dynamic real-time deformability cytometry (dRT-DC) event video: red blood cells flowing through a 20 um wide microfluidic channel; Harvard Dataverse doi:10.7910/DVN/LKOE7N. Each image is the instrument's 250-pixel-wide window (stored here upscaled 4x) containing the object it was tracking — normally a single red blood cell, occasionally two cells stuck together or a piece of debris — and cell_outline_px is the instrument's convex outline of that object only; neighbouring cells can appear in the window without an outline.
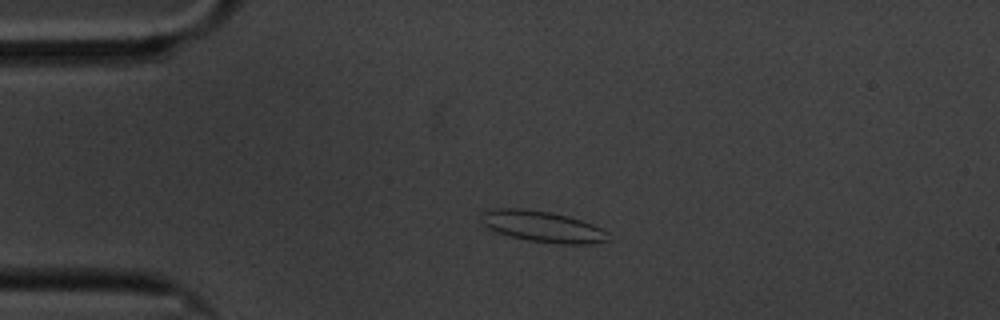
{"species": "common noctule bat (a hibernating species)", "species_latin": "Nyctalus noctula", "temperature_condition": "cold", "stored_images_in_passage": 47, "camera_frame_rate_fps": 3000, "um_per_image_px": 0.085, "animal": {"sex": "male", "body_mass_g": 20.1, "forearm_length_mm": 53.5}, "frame": {"image": 1, "passage_image": 1, "time_ms": 0.0, "image_size_px": [1000, 320], "cell_outline_px": [[612, 240], [588, 244], [560, 244], [528, 240], [508, 236], [496, 232], [488, 228], [480, 220], [480, 212], [492, 208], [520, 208], [552, 212], [568, 216], [592, 224], [608, 232]], "centroid_in_image_um": [46.1, 19.25], "position_along_channel_um": 38.9, "area_um2": 23.29}}
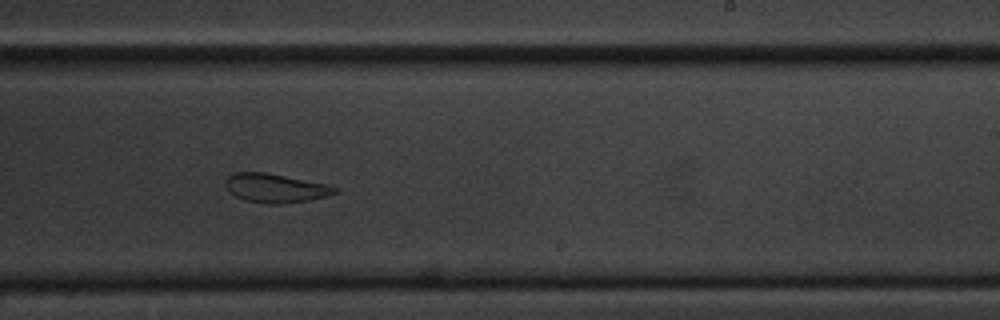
{"frame": {"image": 2, "passage_image": 24, "time_ms": 7.667, "image_size_px": [1000, 320], "cell_outline_px": [[340, 192], [308, 200], [280, 204], [268, 204], [244, 200], [236, 196], [224, 184], [228, 176], [232, 172], [264, 172], [328, 184], [340, 188]], "centroid_in_image_um": [23.43, 15.98], "position_along_channel_um": 265.6, "area_um2": 18.38}}
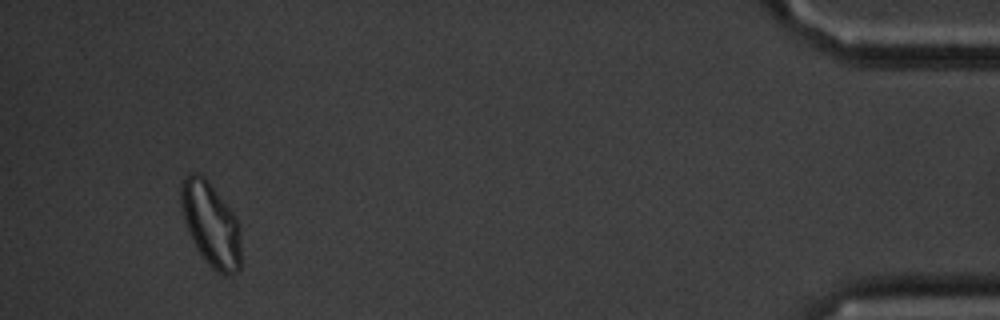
{"frame": {"image": 3, "passage_image": 44, "time_ms": 14.333, "image_size_px": [1000, 320], "cell_outline_px": [[240, 272], [232, 276], [224, 276], [216, 272], [204, 260], [196, 248], [188, 232], [184, 220], [180, 204], [180, 184], [184, 176], [192, 172], [196, 172], [204, 176], [208, 180], [236, 216], [240, 224]], "centroid_in_image_um": [17.93, 19.08], "position_along_channel_um": 417.3, "area_um2": 30.06}, "authors_computed_cell_mechanics": {"area_um2": 20.0566, "velocity_mm_per_s": 3.3223, "shape_relaxation_time_tau1_ms": 6.6058, "shape_relaxation_time_tau2_ms": 2.2081, "deformation_change_tau1": 0.1508, "deformation_change_tau2": 0.0858}}